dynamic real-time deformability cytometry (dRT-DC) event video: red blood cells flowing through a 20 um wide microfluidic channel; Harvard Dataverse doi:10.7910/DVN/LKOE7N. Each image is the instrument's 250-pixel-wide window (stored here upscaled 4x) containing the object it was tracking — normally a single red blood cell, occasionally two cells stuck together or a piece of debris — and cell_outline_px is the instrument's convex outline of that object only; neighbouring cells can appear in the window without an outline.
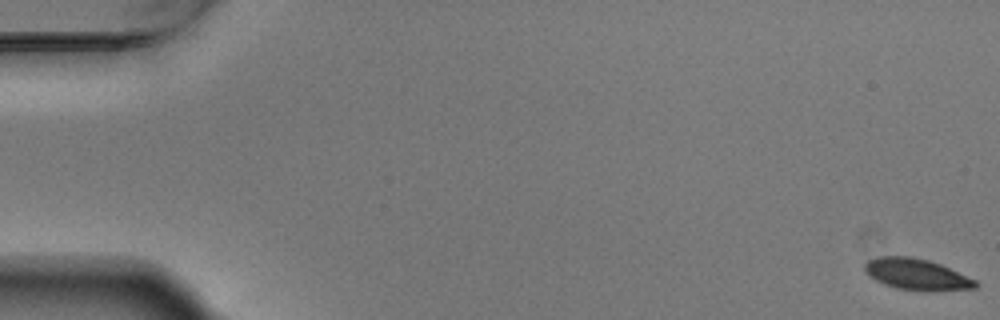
{"species": "Egyptian fruit bat (a non-hibernating species)", "species_latin": "Rousettus aegyptiacus", "temperature_condition": "warm", "stored_images_in_passage": 6, "segment_of_instrument_passage": [1, 2], "camera_frame_rate_fps": 3000, "um_per_image_px": 0.085, "animal": {"sex": "male"}, "frame": {"image": 1, "passage_image": 1, "time_ms": 0.0, "image_size_px": [1000, 320], "cell_outline_px": [[980, 284], [976, 288], [928, 292], [920, 292], [896, 288], [884, 284], [868, 276], [864, 272], [864, 264], [868, 260], [880, 256], [908, 256], [928, 260], [940, 264], [976, 280]], "centroid_in_image_um": [77.91, 23.34], "position_along_channel_um": 7.1, "area_um2": 20.46}}
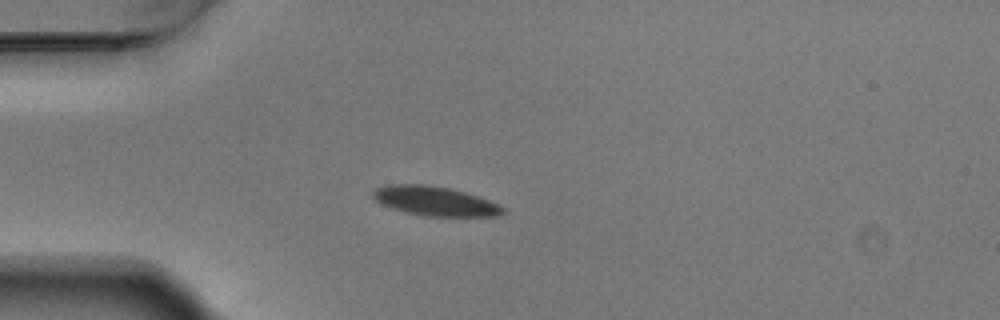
{"frame": {"image": 2, "passage_image": 5, "time_ms": 1.333, "image_size_px": [1000, 320], "cell_outline_px": [[504, 212], [500, 216], [424, 216], [392, 208], [376, 200], [372, 196], [372, 192], [376, 188], [384, 184], [424, 184], [448, 188], [464, 192], [488, 200], [504, 208]], "centroid_in_image_um": [36.94, 17.08], "position_along_channel_um": 48.1, "area_um2": 21.91}}